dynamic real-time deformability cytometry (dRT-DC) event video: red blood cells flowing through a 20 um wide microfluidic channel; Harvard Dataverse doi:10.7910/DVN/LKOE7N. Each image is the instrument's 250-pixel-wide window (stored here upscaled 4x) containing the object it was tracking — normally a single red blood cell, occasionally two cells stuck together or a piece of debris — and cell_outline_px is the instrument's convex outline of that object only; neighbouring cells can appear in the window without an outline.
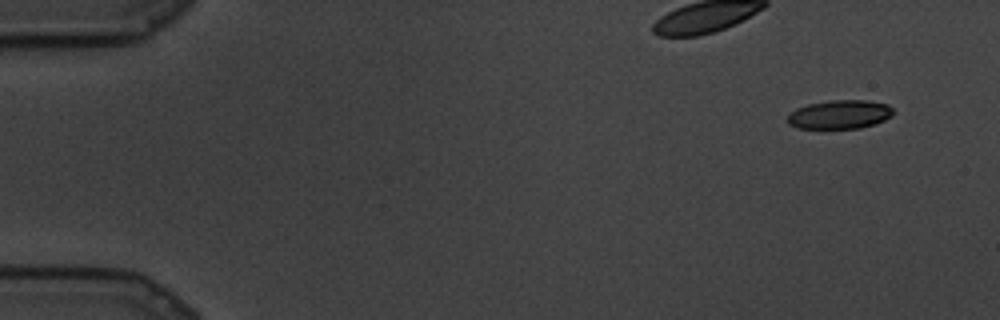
{"species": "common noctule bat (a hibernating species)", "species_latin": "Nyctalus noctula", "temperature_condition": "cold", "stored_images_in_passage": 58, "camera_frame_rate_fps": 3000, "um_per_image_px": 0.085, "animal": {"sex": "male", "body_mass_g": 19.5, "forearm_length_mm": 54.6}, "frame": {"image": 1, "passage_image": 1, "time_ms": 0.0, "image_size_px": [1000, 320], "cell_outline_px": [[896, 112], [892, 116], [884, 120], [860, 128], [800, 128], [788, 124], [788, 112], [796, 108], [808, 104], [828, 100], [868, 100], [888, 104]], "centroid_in_image_um": [71.38, 9.71], "position_along_channel_um": 13.6, "area_um2": 17.86}}
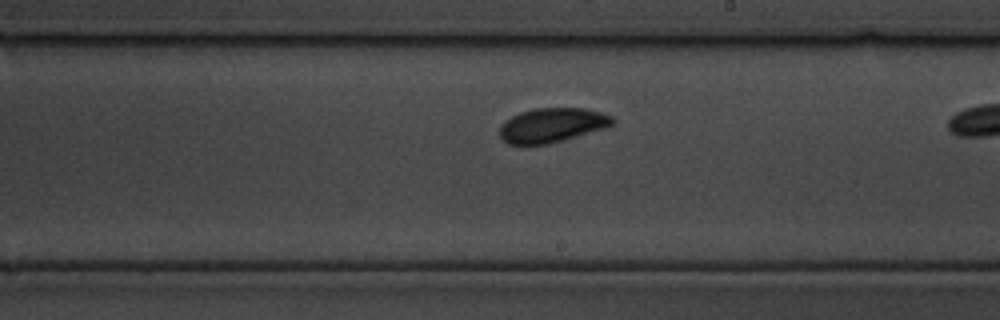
{"frame": {"image": 2, "passage_image": 40, "time_ms": 13.0, "image_size_px": [1000, 320], "cell_outline_px": [[616, 120], [608, 128], [548, 144], [508, 144], [500, 136], [500, 124], [504, 120], [520, 112], [536, 108], [584, 108], [600, 112], [612, 116]], "centroid_in_image_um": [46.94, 10.63], "position_along_channel_um": 242.1, "area_um2": 22.72}}
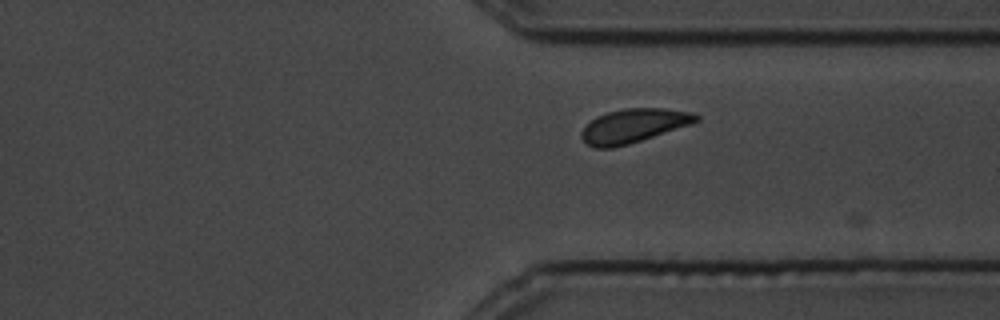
{"frame": {"image": 3, "passage_image": 55, "time_ms": 18.0, "image_size_px": [1000, 320], "cell_outline_px": [[700, 120], [692, 124], [628, 144], [612, 148], [596, 148], [588, 144], [580, 136], [580, 132], [596, 116], [608, 112], [624, 108], [664, 108], [692, 112], [700, 116]], "centroid_in_image_um": [53.88, 10.68], "position_along_channel_um": 357.5, "area_um2": 22.54}}